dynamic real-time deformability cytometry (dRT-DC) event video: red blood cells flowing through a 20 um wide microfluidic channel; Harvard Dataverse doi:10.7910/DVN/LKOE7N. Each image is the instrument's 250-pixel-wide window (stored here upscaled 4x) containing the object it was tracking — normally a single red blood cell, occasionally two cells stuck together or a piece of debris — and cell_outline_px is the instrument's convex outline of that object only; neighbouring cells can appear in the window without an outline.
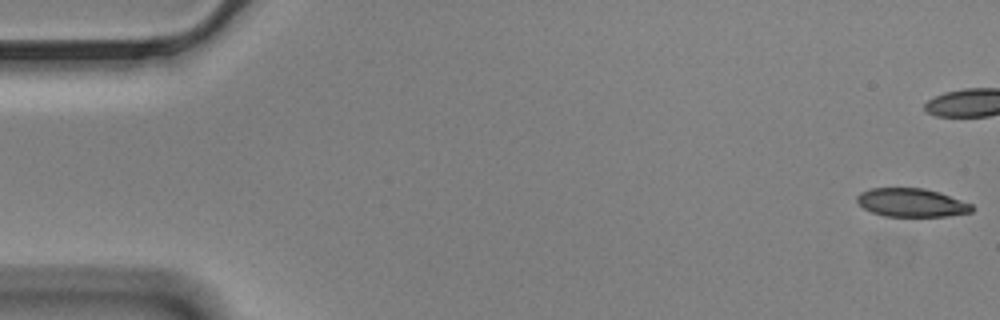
{"species": "Egyptian fruit bat (a non-hibernating species)", "species_latin": "Rousettus aegyptiacus", "temperature_condition": "cold", "stored_images_in_passage": 46, "camera_frame_rate_fps": 3000, "um_per_image_px": 0.085, "animal": {"sex": "male"}, "frame": {"image": 1, "passage_image": 1, "time_ms": 0.0, "image_size_px": [1000, 320], "cell_outline_px": [[976, 208], [972, 212], [948, 216], [884, 216], [872, 212], [864, 208], [856, 200], [856, 196], [860, 192], [872, 188], [924, 188], [940, 192], [972, 204]], "centroid_in_image_um": [77.51, 17.22], "position_along_channel_um": 7.5, "area_um2": 19.13}}